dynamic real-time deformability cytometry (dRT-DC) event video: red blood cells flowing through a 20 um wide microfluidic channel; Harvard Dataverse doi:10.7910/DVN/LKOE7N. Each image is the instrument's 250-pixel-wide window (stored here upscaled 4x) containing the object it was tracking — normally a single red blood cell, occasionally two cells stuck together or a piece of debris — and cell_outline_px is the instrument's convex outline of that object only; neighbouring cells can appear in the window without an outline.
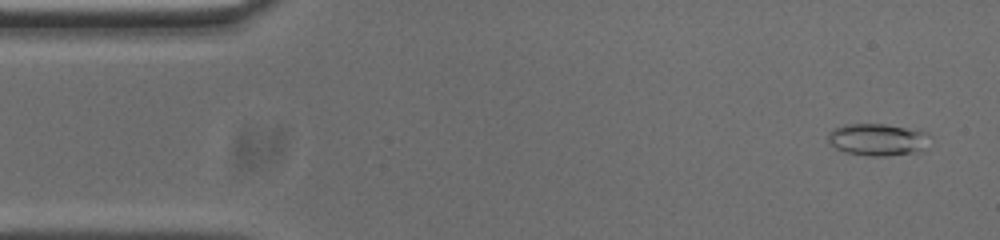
{"species": "common noctule bat (a hibernating species)", "species_latin": "Nyctalus noctula", "temperature_condition": "cold", "stored_images_in_passage": 53, "camera_frame_rate_fps": 3000, "um_per_image_px": 0.085, "animal": {"sex": "male", "body_mass_g": 20.0, "forearm_length_mm": 53.3}, "frame": {"image": 1, "passage_image": 3, "time_ms": 0.667, "image_size_px": [1000, 240], "cell_outline_px": [[932, 136], [920, 152], [884, 156], [868, 156], [844, 152], [836, 148], [828, 140], [828, 132], [832, 128], [844, 124], [884, 124], [928, 132]], "centroid_in_image_um": [74.59, 11.86], "position_along_channel_um": 10.4, "area_um2": 19.19}}
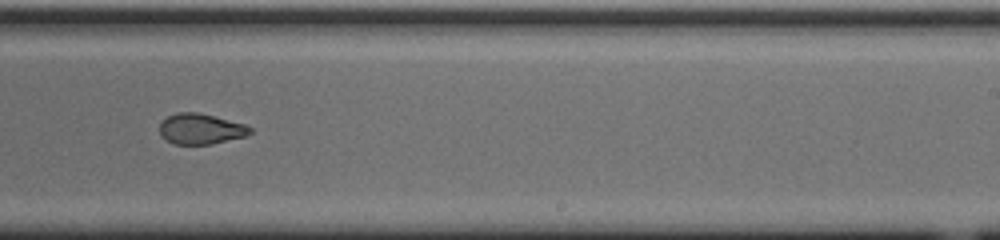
{"frame": {"image": 2, "passage_image": 32, "time_ms": 10.333, "image_size_px": [1000, 240], "cell_outline_px": [[252, 132], [244, 136], [212, 144], [176, 144], [160, 136], [160, 124], [168, 116], [176, 112], [196, 112], [244, 124], [252, 128]], "centroid_in_image_um": [17.04, 10.96], "position_along_channel_um": 272.0, "area_um2": 15.84}}
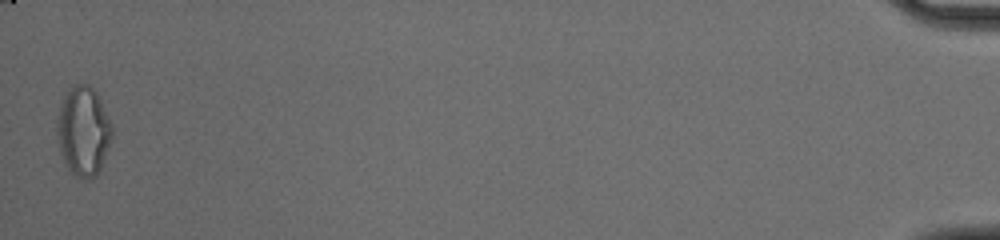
{"frame": {"image": 3, "passage_image": 53, "time_ms": 17.333, "image_size_px": [1000, 240], "cell_outline_px": [[112, 136], [100, 172], [96, 176], [88, 180], [76, 176], [64, 164], [60, 152], [56, 132], [56, 124], [60, 100], [76, 84], [88, 84], [96, 92], [112, 124]], "centroid_in_image_um": [7.07, 11.17], "position_along_channel_um": 428.1, "area_um2": 28.78}, "authors_computed_cell_mechanics": {"area_um2": 17.629, "velocity_mm_per_s": 3.7452, "shape_relaxation_time_tau1_ms": null, "shape_relaxation_time_tau2_ms": 2.2535, "deformation_change_tau1": null, "deformation_change_tau2": 0.0834}}